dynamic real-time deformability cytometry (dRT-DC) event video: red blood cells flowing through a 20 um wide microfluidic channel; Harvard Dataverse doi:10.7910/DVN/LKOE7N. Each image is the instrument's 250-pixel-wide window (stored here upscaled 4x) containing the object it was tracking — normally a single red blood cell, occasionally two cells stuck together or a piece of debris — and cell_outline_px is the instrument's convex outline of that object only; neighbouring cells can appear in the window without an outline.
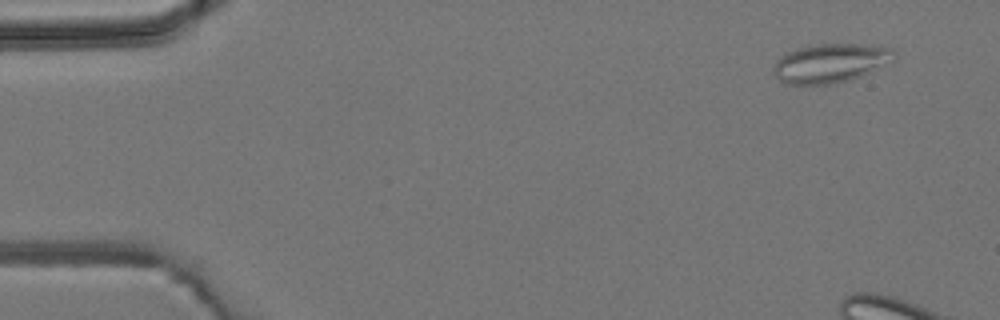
{"species": "common noctule bat (a hibernating species)", "species_latin": "Nyctalus noctula", "temperature_condition": "room temperature", "stored_images_in_passage": 5, "camera_frame_rate_fps": 3000, "um_per_image_px": 0.085, "animal": {"sex": "male", "body_mass_g": 19.2, "forearm_length_mm": 51.8}, "frame": {"image": 1, "passage_image": 2, "time_ms": 1.0, "image_size_px": [1000, 320], "cell_outline_px": [[896, 52], [868, 72], [860, 76], [836, 84], [788, 84], [780, 80], [772, 72], [772, 68], [776, 60], [780, 56], [796, 48], [812, 44], [860, 44], [892, 48]], "centroid_in_image_um": [70.43, 5.36], "position_along_channel_um": 14.6, "area_um2": 26.76}}